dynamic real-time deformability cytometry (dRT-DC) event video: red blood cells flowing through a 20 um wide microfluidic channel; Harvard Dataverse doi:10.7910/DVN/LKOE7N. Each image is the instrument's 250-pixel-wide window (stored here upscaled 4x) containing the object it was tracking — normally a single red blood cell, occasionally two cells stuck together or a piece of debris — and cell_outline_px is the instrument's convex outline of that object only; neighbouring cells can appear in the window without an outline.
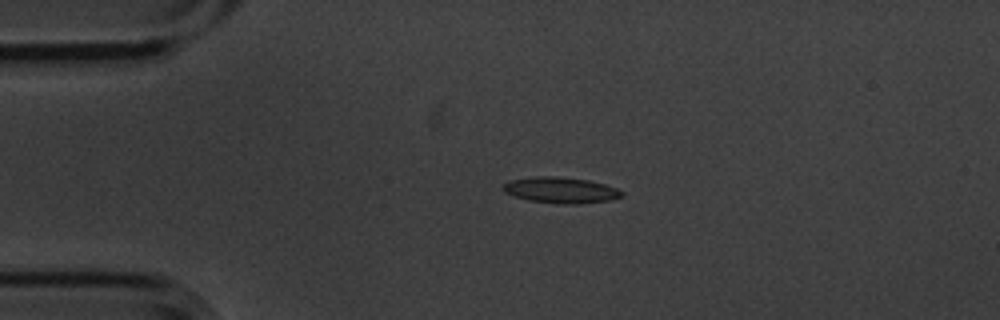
{"species": "common noctule bat (a hibernating species)", "species_latin": "Nyctalus noctula", "temperature_condition": "cold", "stored_images_in_passage": 3, "camera_frame_rate_fps": 3000, "um_per_image_px": 0.085, "animal": {"sex": "male", "body_mass_g": 20.1, "forearm_length_mm": 53.5}, "frame": {"image": 1, "passage_image": 2, "time_ms": 0.333, "image_size_px": [1000, 320], "cell_outline_px": [[624, 196], [612, 200], [576, 204], [564, 204], [528, 200], [504, 192], [504, 184], [512, 180], [532, 176], [556, 176], [588, 180], [604, 184], [616, 188], [624, 192]], "centroid_in_image_um": [47.71, 16.16], "position_along_channel_um": 37.3, "area_um2": 17.86}}